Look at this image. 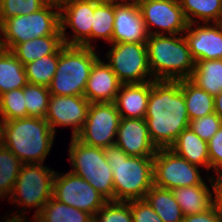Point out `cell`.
Here are the masks:
<instances>
[{
  "instance_id": "1f68e13d",
  "label": "cell",
  "mask_w": 222,
  "mask_h": 222,
  "mask_svg": "<svg viewBox=\"0 0 222 222\" xmlns=\"http://www.w3.org/2000/svg\"><path fill=\"white\" fill-rule=\"evenodd\" d=\"M114 23V1H100L94 9L93 24L91 29L92 38L105 39L111 42Z\"/></svg>"
},
{
  "instance_id": "5bb4252c",
  "label": "cell",
  "mask_w": 222,
  "mask_h": 222,
  "mask_svg": "<svg viewBox=\"0 0 222 222\" xmlns=\"http://www.w3.org/2000/svg\"><path fill=\"white\" fill-rule=\"evenodd\" d=\"M141 16L146 24L149 35L163 34L168 35L184 34L188 28V21L181 8L179 0H148L138 3ZM156 26L163 32L153 29Z\"/></svg>"
},
{
  "instance_id": "74e56055",
  "label": "cell",
  "mask_w": 222,
  "mask_h": 222,
  "mask_svg": "<svg viewBox=\"0 0 222 222\" xmlns=\"http://www.w3.org/2000/svg\"><path fill=\"white\" fill-rule=\"evenodd\" d=\"M210 169L213 168L217 178L222 180V126L208 141Z\"/></svg>"
},
{
  "instance_id": "d6a6232c",
  "label": "cell",
  "mask_w": 222,
  "mask_h": 222,
  "mask_svg": "<svg viewBox=\"0 0 222 222\" xmlns=\"http://www.w3.org/2000/svg\"><path fill=\"white\" fill-rule=\"evenodd\" d=\"M29 117L26 106L24 89L17 88L0 96V122Z\"/></svg>"
},
{
  "instance_id": "52a82bcc",
  "label": "cell",
  "mask_w": 222,
  "mask_h": 222,
  "mask_svg": "<svg viewBox=\"0 0 222 222\" xmlns=\"http://www.w3.org/2000/svg\"><path fill=\"white\" fill-rule=\"evenodd\" d=\"M70 172L82 177L108 201H114V184L111 166L103 148L83 144L72 137L69 147Z\"/></svg>"
},
{
  "instance_id": "f546056e",
  "label": "cell",
  "mask_w": 222,
  "mask_h": 222,
  "mask_svg": "<svg viewBox=\"0 0 222 222\" xmlns=\"http://www.w3.org/2000/svg\"><path fill=\"white\" fill-rule=\"evenodd\" d=\"M59 54H50L24 65L27 82L49 87L57 70Z\"/></svg>"
},
{
  "instance_id": "30bf717a",
  "label": "cell",
  "mask_w": 222,
  "mask_h": 222,
  "mask_svg": "<svg viewBox=\"0 0 222 222\" xmlns=\"http://www.w3.org/2000/svg\"><path fill=\"white\" fill-rule=\"evenodd\" d=\"M198 165L189 163L170 148L158 149L153 157V185L176 189L203 184Z\"/></svg>"
},
{
  "instance_id": "6da1fadb",
  "label": "cell",
  "mask_w": 222,
  "mask_h": 222,
  "mask_svg": "<svg viewBox=\"0 0 222 222\" xmlns=\"http://www.w3.org/2000/svg\"><path fill=\"white\" fill-rule=\"evenodd\" d=\"M148 134L157 149L170 148L189 127V116L179 80L150 81L145 118Z\"/></svg>"
},
{
  "instance_id": "8fae6325",
  "label": "cell",
  "mask_w": 222,
  "mask_h": 222,
  "mask_svg": "<svg viewBox=\"0 0 222 222\" xmlns=\"http://www.w3.org/2000/svg\"><path fill=\"white\" fill-rule=\"evenodd\" d=\"M120 120L115 102L90 103L85 124L76 138L88 146L104 149L115 144Z\"/></svg>"
},
{
  "instance_id": "8992f818",
  "label": "cell",
  "mask_w": 222,
  "mask_h": 222,
  "mask_svg": "<svg viewBox=\"0 0 222 222\" xmlns=\"http://www.w3.org/2000/svg\"><path fill=\"white\" fill-rule=\"evenodd\" d=\"M0 34L3 48L10 51L17 44L30 39L62 35L60 5L48 2L37 12L8 18L0 25Z\"/></svg>"
},
{
  "instance_id": "9c48e42d",
  "label": "cell",
  "mask_w": 222,
  "mask_h": 222,
  "mask_svg": "<svg viewBox=\"0 0 222 222\" xmlns=\"http://www.w3.org/2000/svg\"><path fill=\"white\" fill-rule=\"evenodd\" d=\"M106 58L122 84L153 81L146 43H111ZM150 77V78H149Z\"/></svg>"
},
{
  "instance_id": "ee69618b",
  "label": "cell",
  "mask_w": 222,
  "mask_h": 222,
  "mask_svg": "<svg viewBox=\"0 0 222 222\" xmlns=\"http://www.w3.org/2000/svg\"><path fill=\"white\" fill-rule=\"evenodd\" d=\"M48 2H53V3H57V4H61L62 2L66 1V0H47Z\"/></svg>"
},
{
  "instance_id": "7c38bea8",
  "label": "cell",
  "mask_w": 222,
  "mask_h": 222,
  "mask_svg": "<svg viewBox=\"0 0 222 222\" xmlns=\"http://www.w3.org/2000/svg\"><path fill=\"white\" fill-rule=\"evenodd\" d=\"M52 197L68 206L88 212L93 217L108 201L88 181L72 172L64 175L55 172Z\"/></svg>"
},
{
  "instance_id": "f6af8a7d",
  "label": "cell",
  "mask_w": 222,
  "mask_h": 222,
  "mask_svg": "<svg viewBox=\"0 0 222 222\" xmlns=\"http://www.w3.org/2000/svg\"><path fill=\"white\" fill-rule=\"evenodd\" d=\"M131 1L136 2L138 4L140 2H145V1H148V0H131Z\"/></svg>"
},
{
  "instance_id": "b9f144b4",
  "label": "cell",
  "mask_w": 222,
  "mask_h": 222,
  "mask_svg": "<svg viewBox=\"0 0 222 222\" xmlns=\"http://www.w3.org/2000/svg\"><path fill=\"white\" fill-rule=\"evenodd\" d=\"M26 208L24 209H22V212H20L19 214H21V215H19V214H12V218L11 217H8L7 219H3V220H5V221H3V222H28V220H27V218H26V216L24 215V214H26ZM27 220V221H26Z\"/></svg>"
},
{
  "instance_id": "7bdbcfd3",
  "label": "cell",
  "mask_w": 222,
  "mask_h": 222,
  "mask_svg": "<svg viewBox=\"0 0 222 222\" xmlns=\"http://www.w3.org/2000/svg\"><path fill=\"white\" fill-rule=\"evenodd\" d=\"M214 111L222 120V92L214 96Z\"/></svg>"
},
{
  "instance_id": "60d3db41",
  "label": "cell",
  "mask_w": 222,
  "mask_h": 222,
  "mask_svg": "<svg viewBox=\"0 0 222 222\" xmlns=\"http://www.w3.org/2000/svg\"><path fill=\"white\" fill-rule=\"evenodd\" d=\"M212 207L216 213L218 222H222V180H218L214 188Z\"/></svg>"
},
{
  "instance_id": "d4e9b609",
  "label": "cell",
  "mask_w": 222,
  "mask_h": 222,
  "mask_svg": "<svg viewBox=\"0 0 222 222\" xmlns=\"http://www.w3.org/2000/svg\"><path fill=\"white\" fill-rule=\"evenodd\" d=\"M163 222H182L184 215L172 190L152 186L144 198Z\"/></svg>"
},
{
  "instance_id": "9a60e30c",
  "label": "cell",
  "mask_w": 222,
  "mask_h": 222,
  "mask_svg": "<svg viewBox=\"0 0 222 222\" xmlns=\"http://www.w3.org/2000/svg\"><path fill=\"white\" fill-rule=\"evenodd\" d=\"M90 102L84 96H54L49 99L48 111L44 118L55 133L56 126L72 127L76 137L85 124Z\"/></svg>"
},
{
  "instance_id": "f35d334b",
  "label": "cell",
  "mask_w": 222,
  "mask_h": 222,
  "mask_svg": "<svg viewBox=\"0 0 222 222\" xmlns=\"http://www.w3.org/2000/svg\"><path fill=\"white\" fill-rule=\"evenodd\" d=\"M133 222H163L145 199L131 200Z\"/></svg>"
},
{
  "instance_id": "83f0119b",
  "label": "cell",
  "mask_w": 222,
  "mask_h": 222,
  "mask_svg": "<svg viewBox=\"0 0 222 222\" xmlns=\"http://www.w3.org/2000/svg\"><path fill=\"white\" fill-rule=\"evenodd\" d=\"M94 217L83 210L68 206L53 197L42 207L34 222H93Z\"/></svg>"
},
{
  "instance_id": "7dc6e473",
  "label": "cell",
  "mask_w": 222,
  "mask_h": 222,
  "mask_svg": "<svg viewBox=\"0 0 222 222\" xmlns=\"http://www.w3.org/2000/svg\"><path fill=\"white\" fill-rule=\"evenodd\" d=\"M99 1H121V0H99Z\"/></svg>"
},
{
  "instance_id": "ba28073f",
  "label": "cell",
  "mask_w": 222,
  "mask_h": 222,
  "mask_svg": "<svg viewBox=\"0 0 222 222\" xmlns=\"http://www.w3.org/2000/svg\"><path fill=\"white\" fill-rule=\"evenodd\" d=\"M55 172L43 163L22 164L9 196L11 202L29 209L37 208L33 215L35 218L53 196Z\"/></svg>"
},
{
  "instance_id": "7a4b0ae2",
  "label": "cell",
  "mask_w": 222,
  "mask_h": 222,
  "mask_svg": "<svg viewBox=\"0 0 222 222\" xmlns=\"http://www.w3.org/2000/svg\"><path fill=\"white\" fill-rule=\"evenodd\" d=\"M54 137L49 123L42 118L25 117L0 122V142L23 164L43 163Z\"/></svg>"
},
{
  "instance_id": "603a6c76",
  "label": "cell",
  "mask_w": 222,
  "mask_h": 222,
  "mask_svg": "<svg viewBox=\"0 0 222 222\" xmlns=\"http://www.w3.org/2000/svg\"><path fill=\"white\" fill-rule=\"evenodd\" d=\"M64 45L62 35H49L17 44L11 52L26 65L50 54H60Z\"/></svg>"
},
{
  "instance_id": "5b68a950",
  "label": "cell",
  "mask_w": 222,
  "mask_h": 222,
  "mask_svg": "<svg viewBox=\"0 0 222 222\" xmlns=\"http://www.w3.org/2000/svg\"><path fill=\"white\" fill-rule=\"evenodd\" d=\"M95 47L64 45L49 92L54 96H83L93 64L99 59Z\"/></svg>"
},
{
  "instance_id": "ac0fdd59",
  "label": "cell",
  "mask_w": 222,
  "mask_h": 222,
  "mask_svg": "<svg viewBox=\"0 0 222 222\" xmlns=\"http://www.w3.org/2000/svg\"><path fill=\"white\" fill-rule=\"evenodd\" d=\"M115 144L128 156L154 157L157 148L152 143L145 119L121 118Z\"/></svg>"
},
{
  "instance_id": "f1b7e54d",
  "label": "cell",
  "mask_w": 222,
  "mask_h": 222,
  "mask_svg": "<svg viewBox=\"0 0 222 222\" xmlns=\"http://www.w3.org/2000/svg\"><path fill=\"white\" fill-rule=\"evenodd\" d=\"M188 23H222V0H179ZM200 19L199 22L196 19Z\"/></svg>"
},
{
  "instance_id": "4dcf8cb0",
  "label": "cell",
  "mask_w": 222,
  "mask_h": 222,
  "mask_svg": "<svg viewBox=\"0 0 222 222\" xmlns=\"http://www.w3.org/2000/svg\"><path fill=\"white\" fill-rule=\"evenodd\" d=\"M22 162L0 142V193L10 196L19 175Z\"/></svg>"
},
{
  "instance_id": "ffe728a7",
  "label": "cell",
  "mask_w": 222,
  "mask_h": 222,
  "mask_svg": "<svg viewBox=\"0 0 222 222\" xmlns=\"http://www.w3.org/2000/svg\"><path fill=\"white\" fill-rule=\"evenodd\" d=\"M150 94V81L122 84L115 100L121 118L144 119Z\"/></svg>"
},
{
  "instance_id": "d590c367",
  "label": "cell",
  "mask_w": 222,
  "mask_h": 222,
  "mask_svg": "<svg viewBox=\"0 0 222 222\" xmlns=\"http://www.w3.org/2000/svg\"><path fill=\"white\" fill-rule=\"evenodd\" d=\"M93 222H133L130 201H107L96 212Z\"/></svg>"
},
{
  "instance_id": "484cf974",
  "label": "cell",
  "mask_w": 222,
  "mask_h": 222,
  "mask_svg": "<svg viewBox=\"0 0 222 222\" xmlns=\"http://www.w3.org/2000/svg\"><path fill=\"white\" fill-rule=\"evenodd\" d=\"M28 84L24 65L10 51L0 52V96Z\"/></svg>"
},
{
  "instance_id": "e575fe53",
  "label": "cell",
  "mask_w": 222,
  "mask_h": 222,
  "mask_svg": "<svg viewBox=\"0 0 222 222\" xmlns=\"http://www.w3.org/2000/svg\"><path fill=\"white\" fill-rule=\"evenodd\" d=\"M47 3V0H0V25L8 18L37 12Z\"/></svg>"
},
{
  "instance_id": "cb8c5ba5",
  "label": "cell",
  "mask_w": 222,
  "mask_h": 222,
  "mask_svg": "<svg viewBox=\"0 0 222 222\" xmlns=\"http://www.w3.org/2000/svg\"><path fill=\"white\" fill-rule=\"evenodd\" d=\"M179 83L190 121L215 113L213 95L201 89L190 78L181 79Z\"/></svg>"
},
{
  "instance_id": "4316f807",
  "label": "cell",
  "mask_w": 222,
  "mask_h": 222,
  "mask_svg": "<svg viewBox=\"0 0 222 222\" xmlns=\"http://www.w3.org/2000/svg\"><path fill=\"white\" fill-rule=\"evenodd\" d=\"M201 89L216 96L222 92V59L199 60L190 78Z\"/></svg>"
},
{
  "instance_id": "bcb514c9",
  "label": "cell",
  "mask_w": 222,
  "mask_h": 222,
  "mask_svg": "<svg viewBox=\"0 0 222 222\" xmlns=\"http://www.w3.org/2000/svg\"><path fill=\"white\" fill-rule=\"evenodd\" d=\"M3 45H2V40H1V37H0V52L3 50Z\"/></svg>"
},
{
  "instance_id": "ab89813d",
  "label": "cell",
  "mask_w": 222,
  "mask_h": 222,
  "mask_svg": "<svg viewBox=\"0 0 222 222\" xmlns=\"http://www.w3.org/2000/svg\"><path fill=\"white\" fill-rule=\"evenodd\" d=\"M182 222H218V220L213 207H211L202 213L184 216Z\"/></svg>"
},
{
  "instance_id": "277c9868",
  "label": "cell",
  "mask_w": 222,
  "mask_h": 222,
  "mask_svg": "<svg viewBox=\"0 0 222 222\" xmlns=\"http://www.w3.org/2000/svg\"><path fill=\"white\" fill-rule=\"evenodd\" d=\"M148 62L154 80L191 78L195 61L182 34H152L146 41Z\"/></svg>"
},
{
  "instance_id": "44dd1931",
  "label": "cell",
  "mask_w": 222,
  "mask_h": 222,
  "mask_svg": "<svg viewBox=\"0 0 222 222\" xmlns=\"http://www.w3.org/2000/svg\"><path fill=\"white\" fill-rule=\"evenodd\" d=\"M212 191L203 183L197 186H186L172 189V194L177 200L184 216L199 214L212 207L214 188L218 178L208 177Z\"/></svg>"
},
{
  "instance_id": "2e32d148",
  "label": "cell",
  "mask_w": 222,
  "mask_h": 222,
  "mask_svg": "<svg viewBox=\"0 0 222 222\" xmlns=\"http://www.w3.org/2000/svg\"><path fill=\"white\" fill-rule=\"evenodd\" d=\"M149 33L139 6L131 0L114 1L113 35L110 43H146Z\"/></svg>"
},
{
  "instance_id": "e0dca14e",
  "label": "cell",
  "mask_w": 222,
  "mask_h": 222,
  "mask_svg": "<svg viewBox=\"0 0 222 222\" xmlns=\"http://www.w3.org/2000/svg\"><path fill=\"white\" fill-rule=\"evenodd\" d=\"M196 24L189 23L183 34L194 61L222 59V23Z\"/></svg>"
},
{
  "instance_id": "7402d4cb",
  "label": "cell",
  "mask_w": 222,
  "mask_h": 222,
  "mask_svg": "<svg viewBox=\"0 0 222 222\" xmlns=\"http://www.w3.org/2000/svg\"><path fill=\"white\" fill-rule=\"evenodd\" d=\"M189 163L210 169L208 142L202 140L190 127L185 128L170 147Z\"/></svg>"
},
{
  "instance_id": "836d02e7",
  "label": "cell",
  "mask_w": 222,
  "mask_h": 222,
  "mask_svg": "<svg viewBox=\"0 0 222 222\" xmlns=\"http://www.w3.org/2000/svg\"><path fill=\"white\" fill-rule=\"evenodd\" d=\"M25 106L29 117L44 119L46 117L51 93L42 85L27 84L23 87Z\"/></svg>"
},
{
  "instance_id": "3957f363",
  "label": "cell",
  "mask_w": 222,
  "mask_h": 222,
  "mask_svg": "<svg viewBox=\"0 0 222 222\" xmlns=\"http://www.w3.org/2000/svg\"><path fill=\"white\" fill-rule=\"evenodd\" d=\"M111 166L114 201L144 199L153 186V157L128 156L116 144L104 148Z\"/></svg>"
},
{
  "instance_id": "8d00e7d4",
  "label": "cell",
  "mask_w": 222,
  "mask_h": 222,
  "mask_svg": "<svg viewBox=\"0 0 222 222\" xmlns=\"http://www.w3.org/2000/svg\"><path fill=\"white\" fill-rule=\"evenodd\" d=\"M222 126L221 118L216 114L196 118L189 122V127L202 139L209 141Z\"/></svg>"
},
{
  "instance_id": "d6986e66",
  "label": "cell",
  "mask_w": 222,
  "mask_h": 222,
  "mask_svg": "<svg viewBox=\"0 0 222 222\" xmlns=\"http://www.w3.org/2000/svg\"><path fill=\"white\" fill-rule=\"evenodd\" d=\"M121 85L110 66L99 58L93 64L83 96L90 103L115 102Z\"/></svg>"
},
{
  "instance_id": "4fadbf2b",
  "label": "cell",
  "mask_w": 222,
  "mask_h": 222,
  "mask_svg": "<svg viewBox=\"0 0 222 222\" xmlns=\"http://www.w3.org/2000/svg\"><path fill=\"white\" fill-rule=\"evenodd\" d=\"M99 0H66L60 4V24L65 45L94 47L91 44L93 13ZM74 34L68 40L66 28Z\"/></svg>"
}]
</instances>
